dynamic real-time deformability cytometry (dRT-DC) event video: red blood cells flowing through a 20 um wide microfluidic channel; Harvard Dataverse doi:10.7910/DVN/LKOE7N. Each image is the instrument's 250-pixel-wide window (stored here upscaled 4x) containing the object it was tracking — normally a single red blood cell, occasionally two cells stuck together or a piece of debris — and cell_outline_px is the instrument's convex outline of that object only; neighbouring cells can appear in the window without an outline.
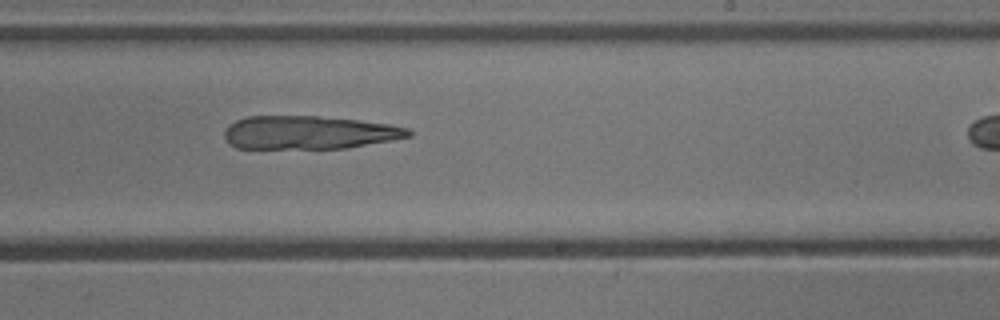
{"species": "common noctule bat (a hibernating species)", "species_latin": "Nyctalus noctula", "temperature_condition": "cold", "stored_images_in_passage": 25, "camera_frame_rate_fps": 3000, "um_per_image_px": 0.085, "animal": {"sex": "male", "body_mass_g": 13.3}, "frame": {"image": 1, "passage_image": 24, "time_ms": 7.667, "image_size_px": [1000, 320], "cell_outline_px": [[412, 136], [392, 140], [348, 148], [236, 148], [228, 144], [224, 136], [224, 132], [228, 124], [236, 120], [248, 116], [316, 116], [356, 120], [388, 124], [408, 128], [412, 132]], "centroid_in_image_um": [26.23, 11.27], "position_along_channel_um": 262.8, "area_um2": 35.72}}